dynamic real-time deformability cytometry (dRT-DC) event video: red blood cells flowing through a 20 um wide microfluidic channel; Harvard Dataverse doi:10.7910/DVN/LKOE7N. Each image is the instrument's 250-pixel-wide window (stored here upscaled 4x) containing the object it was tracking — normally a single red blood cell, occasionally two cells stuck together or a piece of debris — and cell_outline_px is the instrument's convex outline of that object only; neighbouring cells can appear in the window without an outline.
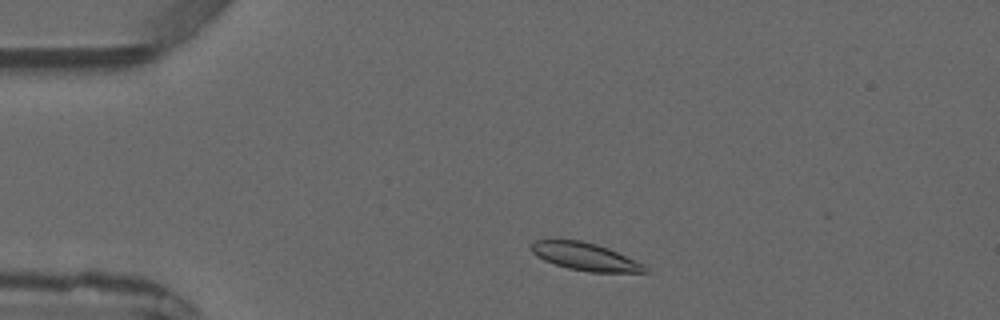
{"species": "common noctule bat (a hibernating species)", "species_latin": "Nyctalus noctula", "temperature_condition": "warm", "stored_images_in_passage": 2, "camera_frame_rate_fps": 3000, "um_per_image_px": 0.085, "animal": {"sex": "male", "forearm_length_mm": 52.5}, "frame": {"image": 1, "passage_image": 1, "time_ms": 0.0, "image_size_px": [1000, 320], "cell_outline_px": [[648, 272], [588, 272], [568, 268], [544, 260], [536, 256], [532, 252], [532, 244], [536, 240], [580, 240], [596, 244], [608, 248], [644, 264], [648, 268]], "centroid_in_image_um": [49.76, 21.82], "position_along_channel_um": 35.2, "area_um2": 18.09}}